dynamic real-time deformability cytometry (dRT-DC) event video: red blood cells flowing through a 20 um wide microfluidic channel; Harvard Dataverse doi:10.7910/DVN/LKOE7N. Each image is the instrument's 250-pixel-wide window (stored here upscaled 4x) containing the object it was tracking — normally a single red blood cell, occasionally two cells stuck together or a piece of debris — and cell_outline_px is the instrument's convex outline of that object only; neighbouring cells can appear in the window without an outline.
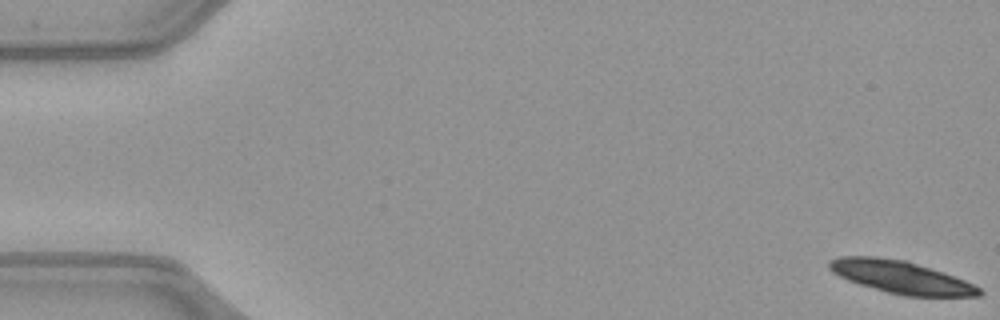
{"species": "common noctule bat (a hibernating species)", "species_latin": "Nyctalus noctula", "temperature_condition": "warm", "stored_images_in_passage": 20, "camera_frame_rate_fps": 3000, "um_per_image_px": 0.085, "animal": {"sex": "female", "body_mass_g": 21.9}, "frame": {"image": 1, "passage_image": 1, "time_ms": 0.0, "image_size_px": [1000, 320], "cell_outline_px": [[984, 292], [980, 296], [904, 296], [888, 292], [860, 284], [848, 280], [832, 272], [828, 268], [828, 260], [840, 256], [876, 256], [904, 260], [964, 280], [980, 288]], "centroid_in_image_um": [76.53, 23.55], "position_along_channel_um": 8.5, "area_um2": 28.03}}
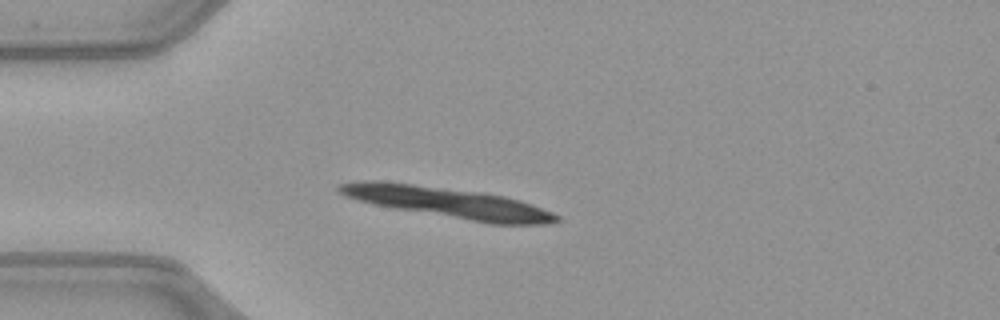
{"frame": {"image": 2, "passage_image": 14, "time_ms": 4.333, "image_size_px": [1000, 320], "cell_outline_px": [[560, 220], [548, 224], [488, 224], [388, 208], [372, 204], [336, 192], [336, 188], [340, 184], [364, 180], [380, 180], [484, 192], [504, 196], [520, 200], [532, 204], [552, 212], [560, 216]], "centroid_in_image_um": [38.08, 17.22], "position_along_channel_um": 46.9, "area_um2": 39.36}}